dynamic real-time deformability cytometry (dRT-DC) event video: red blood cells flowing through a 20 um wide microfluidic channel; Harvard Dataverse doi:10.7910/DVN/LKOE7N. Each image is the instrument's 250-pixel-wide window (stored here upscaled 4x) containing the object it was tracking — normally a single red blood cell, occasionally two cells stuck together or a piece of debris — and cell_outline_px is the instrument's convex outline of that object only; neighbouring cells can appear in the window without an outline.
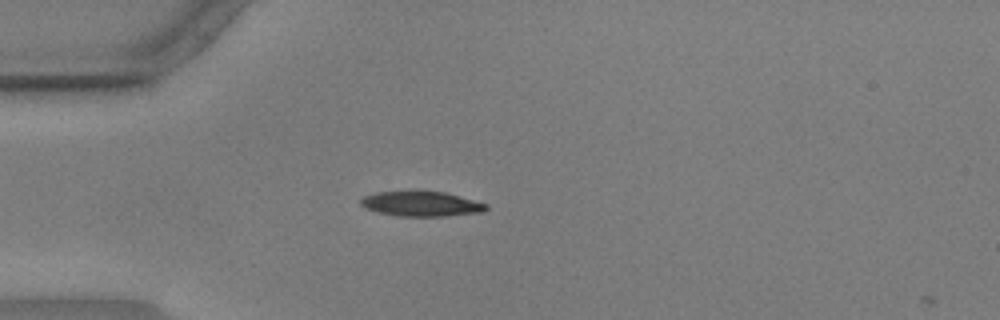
{"species": "common noctule bat (a hibernating species)", "species_latin": "Nyctalus noctula", "temperature_condition": "warm", "stored_images_in_passage": 2, "camera_frame_rate_fps": 3000, "um_per_image_px": 0.085, "animal": {"sex": "male", "body_mass_g": 17.9, "forearm_length_mm": 54.2}, "frame": {"image": 1, "passage_image": 1, "time_ms": 0.0, "image_size_px": [1000, 320], "cell_outline_px": [[488, 208], [484, 212], [444, 216], [400, 216], [376, 212], [364, 208], [360, 204], [360, 200], [364, 196], [376, 192], [444, 192], [460, 196], [488, 204]], "centroid_in_image_um": [35.81, 17.34], "position_along_channel_um": 49.2, "area_um2": 18.09}}